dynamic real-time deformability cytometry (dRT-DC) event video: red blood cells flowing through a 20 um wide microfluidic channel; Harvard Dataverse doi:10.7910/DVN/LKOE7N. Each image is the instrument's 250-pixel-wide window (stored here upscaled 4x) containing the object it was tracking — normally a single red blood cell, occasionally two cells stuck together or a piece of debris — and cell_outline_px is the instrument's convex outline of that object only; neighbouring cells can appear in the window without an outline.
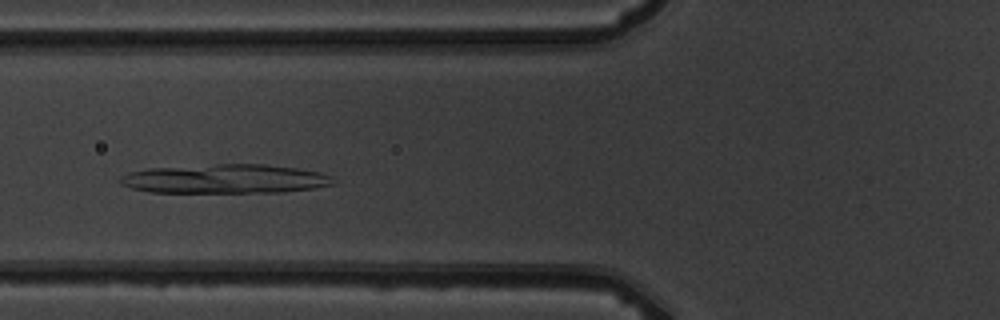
{"species": "common noctule bat (a hibernating species)", "species_latin": "Nyctalus noctula", "temperature_condition": "warm", "stored_images_in_passage": 9, "camera_frame_rate_fps": 3000, "um_per_image_px": 0.085, "animal": {"sex": "male", "body_mass_g": 19.5, "forearm_length_mm": 54.6}, "frame": {"image": 1, "passage_image": 4, "time_ms": 3.667, "image_size_px": [1000, 320], "cell_outline_px": [[336, 184], [316, 188], [284, 192], [148, 192], [132, 188], [120, 184], [116, 180], [120, 176], [128, 172], [148, 168], [216, 164], [268, 164], [296, 168], [320, 172], [332, 176], [336, 180]], "centroid_in_image_um": [19.15, 15.2], "position_along_channel_um": 106.7, "area_um2": 36.59}}
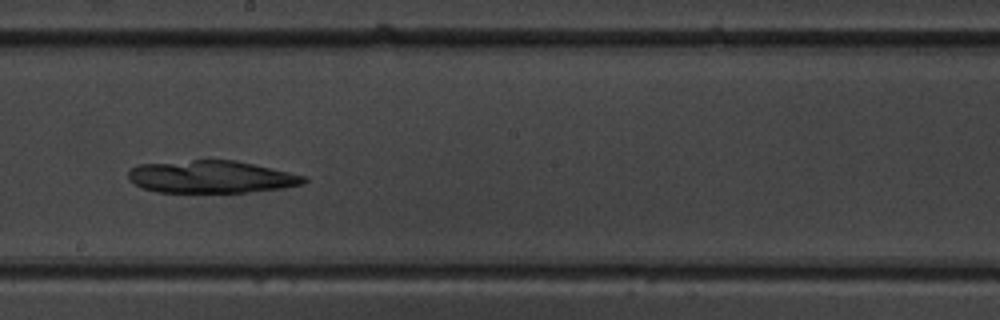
{"frame": {"image": 2, "passage_image": 7, "time_ms": 7.0, "image_size_px": [1000, 320], "cell_outline_px": [[308, 180], [304, 184], [284, 188], [244, 192], [156, 192], [144, 188], [128, 180], [128, 172], [136, 164], [192, 160], [236, 160], [308, 176]], "centroid_in_image_um": [17.98, 15.03], "position_along_channel_um": 230.2, "area_um2": 33.35}}
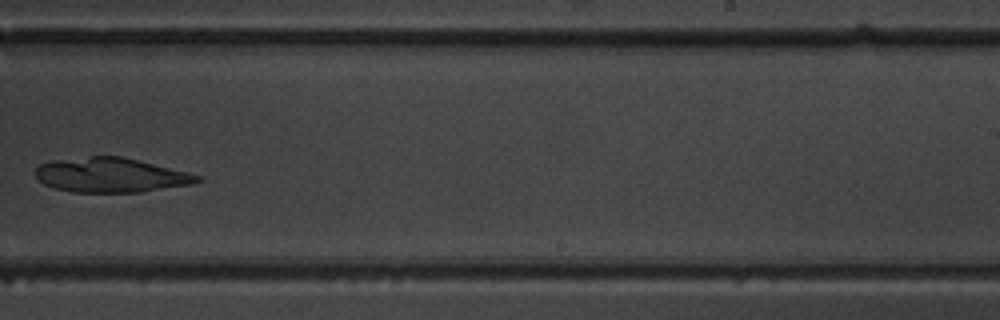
{"frame": {"image": 3, "passage_image": 8, "time_ms": 8.333, "image_size_px": [1000, 320], "cell_outline_px": [[204, 180], [192, 184], [140, 192], [72, 192], [52, 188], [44, 184], [32, 172], [40, 164], [52, 160], [92, 156], [120, 156], [188, 172], [200, 176]], "centroid_in_image_um": [9.38, 14.89], "position_along_channel_um": 279.6, "area_um2": 32.6}}